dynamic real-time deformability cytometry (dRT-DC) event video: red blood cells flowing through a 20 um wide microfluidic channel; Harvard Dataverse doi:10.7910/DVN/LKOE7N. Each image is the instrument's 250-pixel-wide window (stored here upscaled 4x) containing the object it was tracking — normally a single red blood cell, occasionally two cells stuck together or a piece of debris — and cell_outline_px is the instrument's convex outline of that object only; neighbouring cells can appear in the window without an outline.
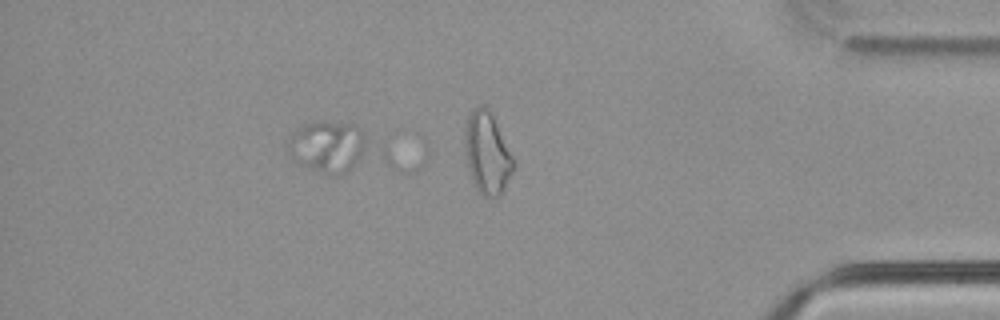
{"species": "common noctule bat (a hibernating species)", "species_latin": "Nyctalus noctula", "temperature_condition": "cold", "stored_images_in_passage": 33, "segment_of_instrument_passage": [2, 2], "camera_frame_rate_fps": 3000, "um_per_image_px": 0.085, "animal": {"sex": "male", "body_mass_g": 21.5, "forearm_length_mm": 52.0}, "frame": {"image": 1, "passage_image": 31, "time_ms": 10.0, "image_size_px": [1000, 320], "cell_outline_px": [[424, 164], [416, 172], [336, 176], [328, 176], [300, 164], [292, 160], [288, 152], [288, 144], [292, 132], [304, 124], [356, 124]], "centroid_in_image_um": [29.5, 12.87], "position_along_channel_um": 405.7, "area_um2": 36.3}}